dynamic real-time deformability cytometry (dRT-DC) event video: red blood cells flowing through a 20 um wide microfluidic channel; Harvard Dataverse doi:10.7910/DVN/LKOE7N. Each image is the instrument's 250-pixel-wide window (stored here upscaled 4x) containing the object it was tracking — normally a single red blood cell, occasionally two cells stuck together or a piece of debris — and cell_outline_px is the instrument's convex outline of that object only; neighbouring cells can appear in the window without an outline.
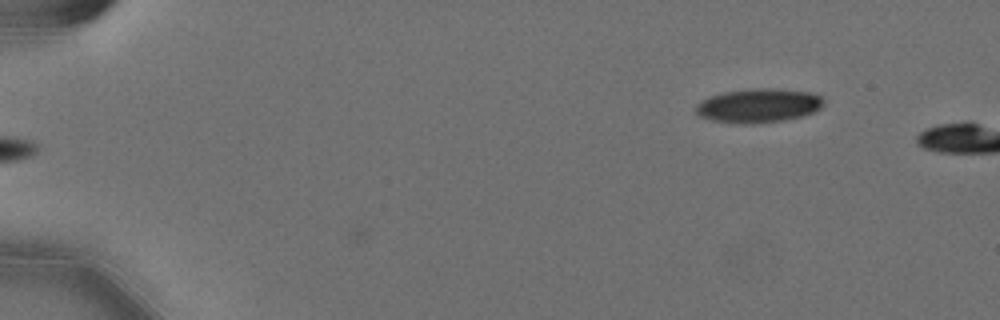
{"species": "Egyptian fruit bat (a non-hibernating species)", "species_latin": "Rousettus aegyptiacus", "temperature_condition": "cold", "stored_images_in_passage": 4, "camera_frame_rate_fps": 3000, "um_per_image_px": 0.085, "animal": {"sex": "female"}, "frame": {"image": 1, "passage_image": 4, "time_ms": 1.0, "image_size_px": [1000, 320], "cell_outline_px": [[824, 104], [816, 112], [804, 116], [784, 120], [752, 124], [732, 124], [712, 120], [700, 116], [696, 112], [696, 104], [700, 100], [724, 92], [756, 88], [772, 88], [812, 92], [824, 96]], "centroid_in_image_um": [64.52, 8.98], "position_along_channel_um": 20.5, "area_um2": 25.72}}